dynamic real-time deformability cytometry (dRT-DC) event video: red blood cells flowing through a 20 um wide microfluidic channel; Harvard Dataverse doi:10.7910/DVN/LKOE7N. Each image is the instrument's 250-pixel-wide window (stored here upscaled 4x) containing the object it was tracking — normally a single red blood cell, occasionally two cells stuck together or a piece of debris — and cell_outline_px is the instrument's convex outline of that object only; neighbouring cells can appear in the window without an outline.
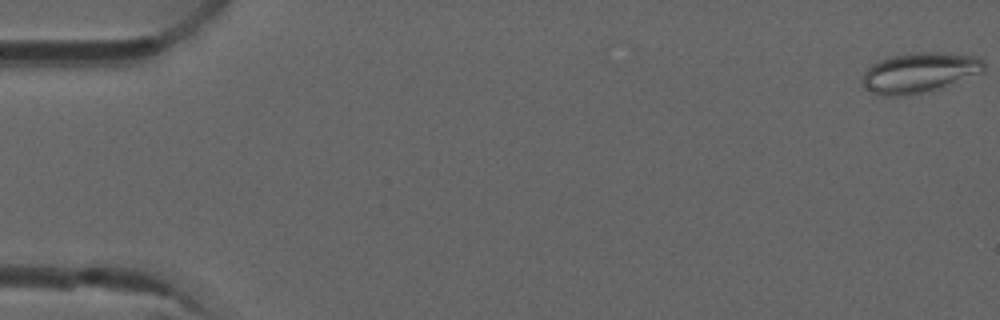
{"species": "common noctule bat (a hibernating species)", "species_latin": "Nyctalus noctula", "temperature_condition": "room temperature", "stored_images_in_passage": 8, "camera_frame_rate_fps": 3000, "um_per_image_px": 0.085, "animal": {"sex": "male", "forearm_length_mm": 52.5}, "frame": {"image": 1, "passage_image": 1, "time_ms": 0.0, "image_size_px": [1000, 320], "cell_outline_px": [[984, 72], [940, 88], [908, 96], [884, 96], [872, 92], [860, 84], [860, 80], [864, 72], [872, 64], [888, 56], [916, 52], [936, 52], [976, 56], [984, 60]], "centroid_in_image_um": [78.12, 6.18], "position_along_channel_um": 6.9, "area_um2": 28.67}}